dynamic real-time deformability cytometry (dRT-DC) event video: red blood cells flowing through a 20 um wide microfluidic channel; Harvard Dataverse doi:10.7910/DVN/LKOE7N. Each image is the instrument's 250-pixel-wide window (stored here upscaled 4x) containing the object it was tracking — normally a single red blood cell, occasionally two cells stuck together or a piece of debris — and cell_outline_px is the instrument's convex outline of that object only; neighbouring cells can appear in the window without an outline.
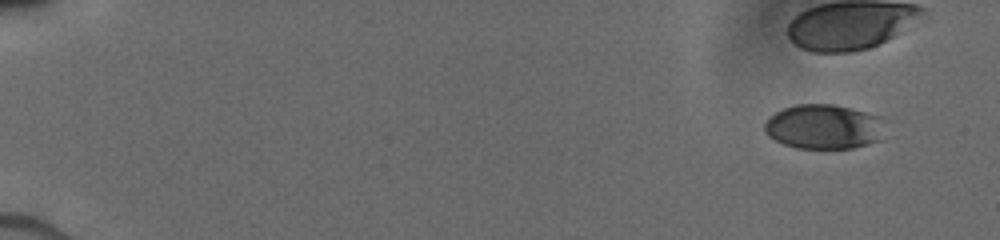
{"species": "human", "species_latin": "Homo sapiens", "temperature_condition": "cold", "stored_images_in_passage": 21, "camera_frame_rate_fps": 3000, "um_per_image_px": 0.085, "donor": {"sex": "male"}, "frame": {"image": 1, "passage_image": 1, "time_ms": 0.0, "image_size_px": [1000, 240], "cell_outline_px": [[880, 140], [868, 144], [852, 148], [796, 148], [784, 144], [768, 136], [764, 132], [764, 124], [768, 116], [784, 108], [796, 104], [832, 104], [852, 108], [880, 116]], "centroid_in_image_um": [69.95, 10.77], "position_along_channel_um": 15.0, "area_um2": 31.15}}